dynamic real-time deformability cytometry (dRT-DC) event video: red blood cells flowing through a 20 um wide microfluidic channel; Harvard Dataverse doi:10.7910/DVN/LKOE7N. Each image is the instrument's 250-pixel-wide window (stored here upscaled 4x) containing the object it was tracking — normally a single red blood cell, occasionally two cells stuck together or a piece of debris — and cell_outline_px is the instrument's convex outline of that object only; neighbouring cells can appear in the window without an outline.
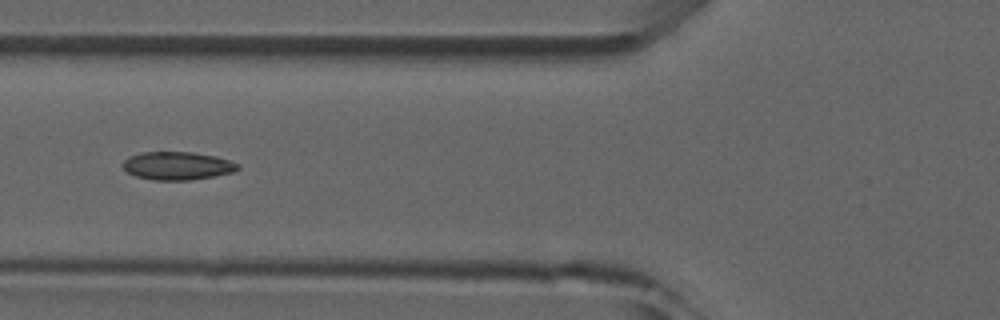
{"species": "common noctule bat (a hibernating species)", "species_latin": "Nyctalus noctula", "temperature_condition": "room temperature", "stored_images_in_passage": 6, "camera_frame_rate_fps": 3000, "um_per_image_px": 0.085, "animal": {"sex": "male", "forearm_length_mm": 52.5}, "frame": {"image": 1, "passage_image": 6, "time_ms": 5.667, "image_size_px": [1000, 320], "cell_outline_px": [[240, 168], [232, 172], [212, 176], [188, 180], [152, 180], [136, 176], [128, 172], [124, 168], [124, 160], [128, 156], [140, 152], [192, 152], [216, 156], [240, 164]], "centroid_in_image_um": [15.07, 14.08], "position_along_channel_um": 110.7, "area_um2": 18.73}}